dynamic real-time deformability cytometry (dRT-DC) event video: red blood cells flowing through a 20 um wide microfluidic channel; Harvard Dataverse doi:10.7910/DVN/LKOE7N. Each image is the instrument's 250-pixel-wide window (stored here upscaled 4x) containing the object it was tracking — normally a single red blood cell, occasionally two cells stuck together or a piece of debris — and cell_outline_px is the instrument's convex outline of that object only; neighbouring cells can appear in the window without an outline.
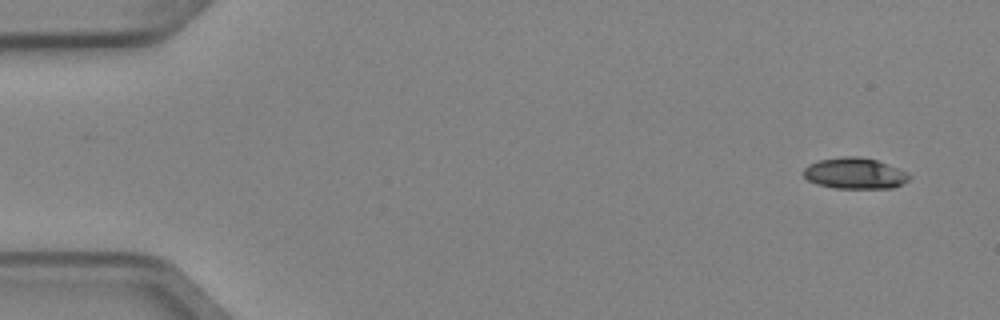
{"species": "Egyptian fruit bat (a non-hibernating species)", "species_latin": "Rousettus aegyptiacus", "temperature_condition": "cold", "stored_images_in_passage": 5, "camera_frame_rate_fps": 3000, "um_per_image_px": 0.085, "animal": {"sex": "female"}, "frame": {"image": 1, "passage_image": 1, "time_ms": 0.0, "image_size_px": [1000, 320], "cell_outline_px": [[912, 176], [908, 180], [892, 188], [836, 188], [816, 184], [808, 180], [804, 176], [804, 168], [808, 164], [820, 160], [844, 156], [856, 156], [876, 160], [908, 172]], "centroid_in_image_um": [72.65, 14.73], "position_along_channel_um": 12.3, "area_um2": 19.02}}
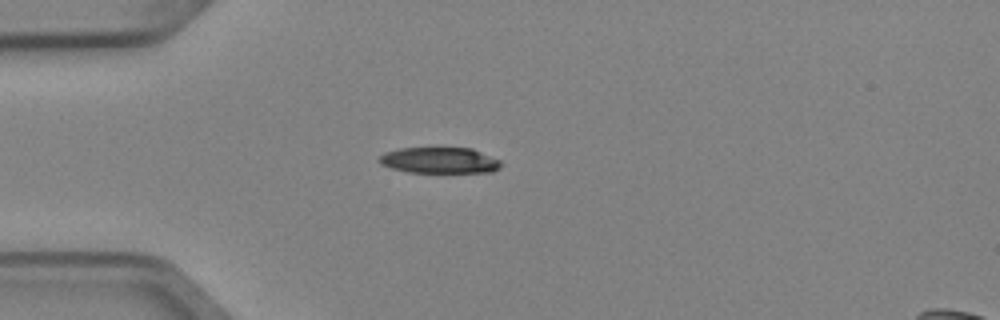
{"frame": {"image": 2, "passage_image": 4, "time_ms": 1.0, "image_size_px": [1000, 320], "cell_outline_px": [[504, 164], [500, 168], [492, 172], [408, 172], [392, 168], [380, 164], [376, 160], [384, 152], [400, 148], [472, 148], [500, 160]], "centroid_in_image_um": [37.36, 13.63], "position_along_channel_um": 47.6, "area_um2": 18.55}}